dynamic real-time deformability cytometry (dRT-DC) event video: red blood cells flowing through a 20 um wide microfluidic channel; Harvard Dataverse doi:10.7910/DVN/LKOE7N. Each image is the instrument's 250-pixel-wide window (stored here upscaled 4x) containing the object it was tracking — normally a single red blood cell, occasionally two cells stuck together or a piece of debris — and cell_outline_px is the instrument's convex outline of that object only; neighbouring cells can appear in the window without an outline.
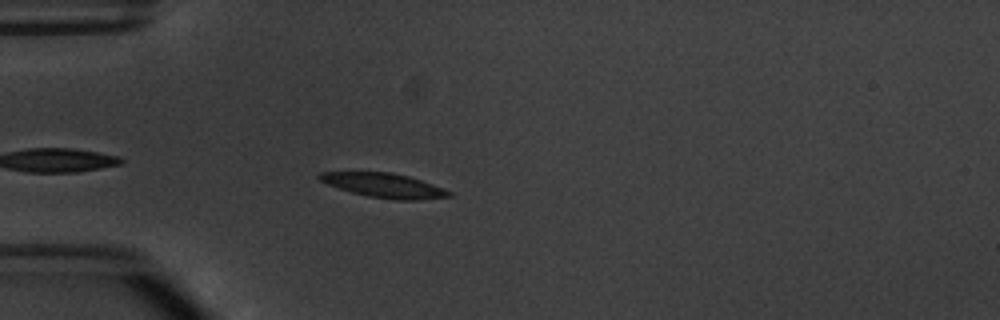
{"species": "common noctule bat (a hibernating species)", "species_latin": "Nyctalus noctula", "temperature_condition": "warm", "stored_images_in_passage": 4, "camera_frame_rate_fps": 3000, "um_per_image_px": 0.085, "animal": {"sex": "male", "body_mass_g": 20.1, "forearm_length_mm": 53.5}, "frame": {"image": 1, "passage_image": 4, "time_ms": 4.333, "image_size_px": [1000, 320], "cell_outline_px": [[452, 196], [416, 200], [392, 200], [368, 196], [352, 192], [328, 184], [320, 180], [316, 176], [320, 172], [392, 172], [408, 176], [444, 188], [452, 192]], "centroid_in_image_um": [32.66, 15.76], "position_along_channel_um": 52.3, "area_um2": 18.26}}